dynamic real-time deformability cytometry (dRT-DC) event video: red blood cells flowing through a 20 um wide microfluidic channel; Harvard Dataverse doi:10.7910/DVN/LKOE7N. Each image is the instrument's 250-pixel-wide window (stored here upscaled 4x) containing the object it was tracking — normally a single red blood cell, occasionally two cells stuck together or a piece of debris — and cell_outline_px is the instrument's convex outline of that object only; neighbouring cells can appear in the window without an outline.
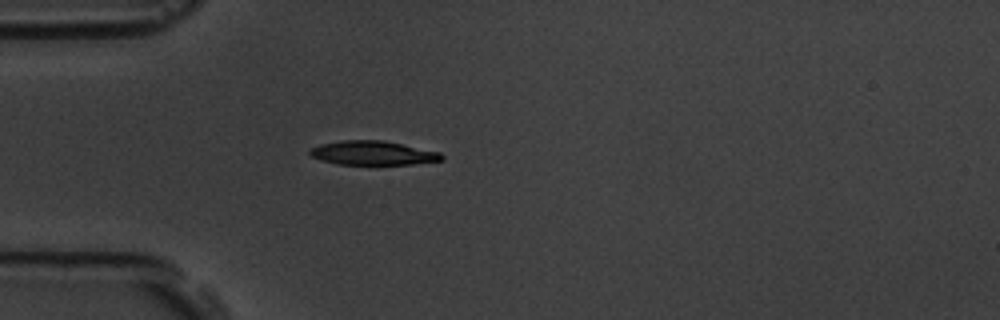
{"species": "common noctule bat (a hibernating species)", "species_latin": "Nyctalus noctula", "temperature_condition": "room temperature", "stored_images_in_passage": 1, "camera_frame_rate_fps": 3000, "um_per_image_px": 0.085, "animal": {"sex": "male", "body_mass_g": 19.5, "forearm_length_mm": 54.6}, "frame": {"image": 1, "passage_image": 1, "time_ms": 0.0, "image_size_px": [1000, 320], "cell_outline_px": [[444, 160], [412, 164], [336, 164], [320, 160], [312, 156], [308, 152], [312, 148], [320, 144], [344, 140], [384, 140], [440, 152], [444, 156]], "centroid_in_image_um": [31.71, 13.0], "position_along_channel_um": 53.3, "area_um2": 18.44}}